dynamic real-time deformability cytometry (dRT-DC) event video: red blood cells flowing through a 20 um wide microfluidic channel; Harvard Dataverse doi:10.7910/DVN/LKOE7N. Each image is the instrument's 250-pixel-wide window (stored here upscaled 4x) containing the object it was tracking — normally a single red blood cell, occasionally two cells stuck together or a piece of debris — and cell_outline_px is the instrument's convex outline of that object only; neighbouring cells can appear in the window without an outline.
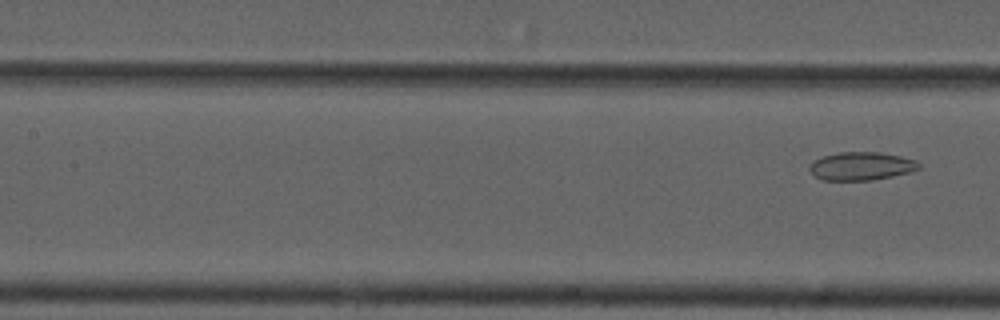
{"species": "common noctule bat (a hibernating species)", "species_latin": "Nyctalus noctula", "temperature_condition": "cold", "stored_images_in_passage": 24, "camera_frame_rate_fps": 3000, "um_per_image_px": 0.085, "animal": {"sex": "male", "forearm_length_mm": 52.5}, "frame": {"image": 1, "passage_image": 24, "time_ms": 7.667, "image_size_px": [1000, 320], "cell_outline_px": [[920, 168], [912, 172], [872, 180], [824, 180], [816, 176], [808, 168], [812, 160], [824, 156], [840, 152], [880, 152], [900, 156], [916, 160], [920, 164]], "centroid_in_image_um": [73.23, 14.11], "position_along_channel_um": 134.2, "area_um2": 17.98}}